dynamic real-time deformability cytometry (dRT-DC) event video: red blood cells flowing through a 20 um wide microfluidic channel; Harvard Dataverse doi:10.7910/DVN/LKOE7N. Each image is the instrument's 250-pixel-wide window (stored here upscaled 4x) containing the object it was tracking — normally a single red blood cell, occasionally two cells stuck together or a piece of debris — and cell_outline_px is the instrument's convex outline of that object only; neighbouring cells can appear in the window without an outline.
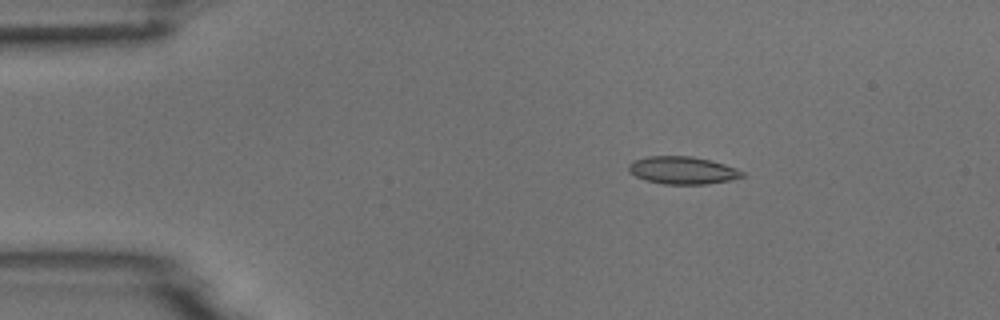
{"species": "common noctule bat (a hibernating species)", "species_latin": "Nyctalus noctula", "temperature_condition": "room temperature", "stored_images_in_passage": 4, "camera_frame_rate_fps": 3000, "um_per_image_px": 0.085, "animal": {"sex": "male", "body_mass_g": 18.8}, "frame": {"image": 1, "passage_image": 2, "time_ms": 1.333, "image_size_px": [1000, 320], "cell_outline_px": [[744, 176], [728, 180], [704, 184], [664, 184], [644, 180], [628, 172], [628, 164], [636, 160], [648, 156], [692, 156], [712, 160], [736, 168], [744, 172]], "centroid_in_image_um": [58.0, 14.47], "position_along_channel_um": 27.0, "area_um2": 18.21}}
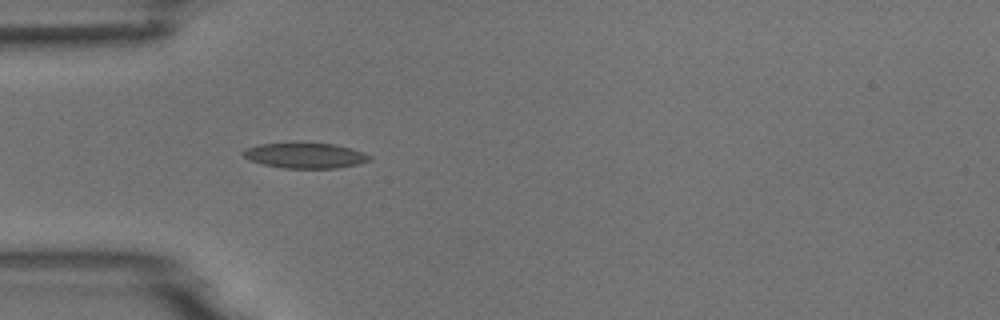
{"frame": {"image": 2, "passage_image": 4, "time_ms": 3.667, "image_size_px": [1000, 320], "cell_outline_px": [[372, 160], [360, 164], [336, 168], [284, 168], [264, 164], [252, 160], [244, 156], [240, 152], [244, 148], [260, 144], [296, 140], [300, 140], [336, 144], [352, 148], [364, 152], [372, 156]], "centroid_in_image_um": [25.97, 13.16], "position_along_channel_um": 59.0, "area_um2": 19.65}}